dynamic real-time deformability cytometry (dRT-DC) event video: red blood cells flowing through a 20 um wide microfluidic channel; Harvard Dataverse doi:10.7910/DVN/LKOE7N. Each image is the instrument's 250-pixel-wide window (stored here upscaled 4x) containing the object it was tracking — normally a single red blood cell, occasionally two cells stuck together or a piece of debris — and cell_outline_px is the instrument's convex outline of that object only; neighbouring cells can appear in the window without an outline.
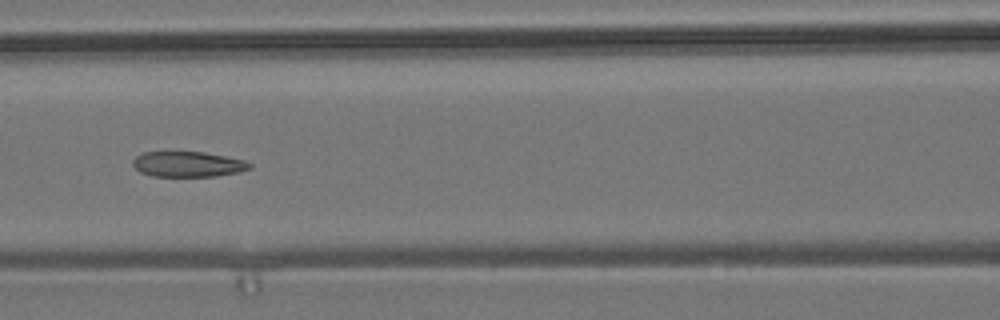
{"species": "common noctule bat (a hibernating species)", "species_latin": "Nyctalus noctula", "temperature_condition": "room temperature", "stored_images_in_passage": 9, "camera_frame_rate_fps": 3000, "um_per_image_px": 0.085, "animal": {"sex": "male", "body_mass_g": 19.2, "forearm_length_mm": 51.8}, "frame": {"image": 1, "passage_image": 7, "time_ms": 7.0, "image_size_px": [1000, 320], "cell_outline_px": [[252, 168], [240, 172], [216, 176], [152, 176], [140, 172], [132, 164], [132, 160], [136, 156], [144, 152], [204, 152], [244, 160], [252, 164]], "centroid_in_image_um": [15.98, 13.96], "position_along_channel_um": 150.6, "area_um2": 17.28}}
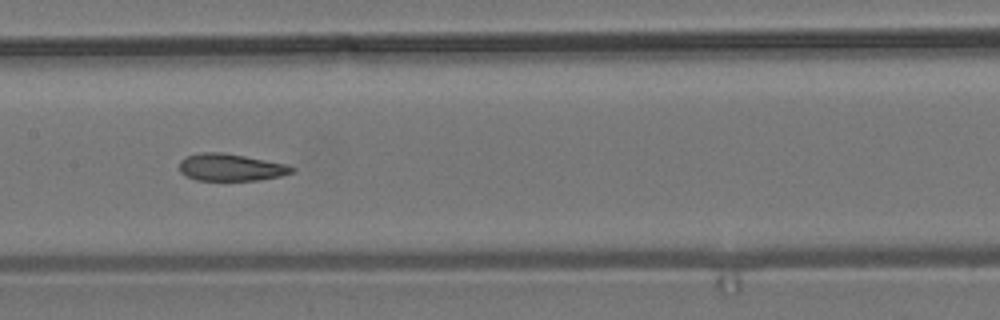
{"frame": {"image": 2, "passage_image": 8, "time_ms": 8.0, "image_size_px": [1000, 320], "cell_outline_px": [[296, 172], [280, 176], [260, 180], [196, 180], [180, 172], [180, 160], [188, 156], [200, 152], [220, 152], [244, 156], [288, 164], [296, 168]], "centroid_in_image_um": [19.67, 14.23], "position_along_channel_um": 187.7, "area_um2": 17.8}}
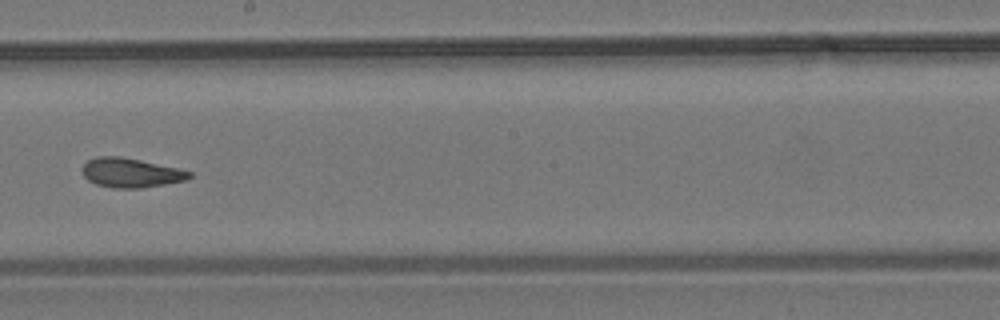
{"frame": {"image": 3, "passage_image": 9, "time_ms": 9.333, "image_size_px": [1000, 320], "cell_outline_px": [[192, 176], [184, 180], [164, 184], [140, 188], [112, 188], [96, 184], [88, 180], [84, 176], [84, 164], [88, 160], [96, 156], [120, 156], [140, 160], [176, 168], [192, 172]], "centroid_in_image_um": [11.09, 14.68], "position_along_channel_um": 237.1, "area_um2": 18.03}}